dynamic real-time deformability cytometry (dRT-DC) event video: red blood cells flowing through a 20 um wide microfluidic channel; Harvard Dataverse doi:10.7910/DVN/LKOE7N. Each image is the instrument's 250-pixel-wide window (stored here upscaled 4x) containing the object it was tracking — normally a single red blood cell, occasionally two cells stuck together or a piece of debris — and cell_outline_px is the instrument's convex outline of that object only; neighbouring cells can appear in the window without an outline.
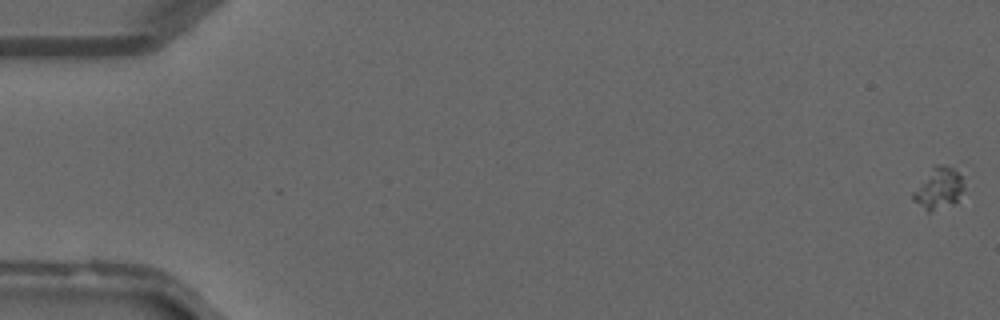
{"species": "common noctule bat (a hibernating species)", "species_latin": "Nyctalus noctula", "temperature_condition": "warm", "stored_images_in_passage": 8, "camera_frame_rate_fps": 3000, "um_per_image_px": 0.085, "animal": {"sex": "male", "forearm_length_mm": 52.5}, "frame": {"image": 1, "passage_image": 1, "time_ms": 0.0, "image_size_px": [1000, 320], "cell_outline_px": [[964, 188], [956, 200], [952, 204], [928, 212], [912, 200], [912, 192], [932, 168], [936, 164], [940, 164], [952, 168], [960, 176], [964, 184]], "centroid_in_image_um": [79.76, 16.02], "position_along_channel_um": 5.2, "area_um2": 11.85}}